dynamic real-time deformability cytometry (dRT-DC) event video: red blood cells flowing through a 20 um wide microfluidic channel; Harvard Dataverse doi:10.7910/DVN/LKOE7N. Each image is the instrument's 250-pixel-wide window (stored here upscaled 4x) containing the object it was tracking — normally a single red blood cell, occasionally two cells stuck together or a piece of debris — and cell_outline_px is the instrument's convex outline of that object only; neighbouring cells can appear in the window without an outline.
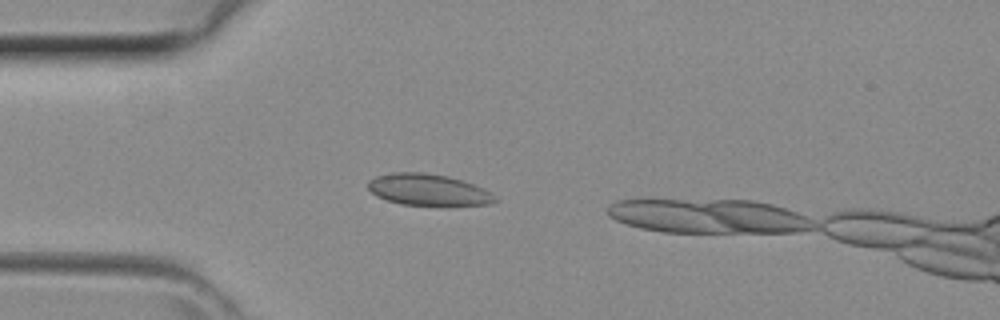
{"species": "common noctule bat (a hibernating species)", "species_latin": "Nyctalus noctula", "temperature_condition": "room temperature", "stored_images_in_passage": 7, "camera_frame_rate_fps": 3000, "um_per_image_px": 0.085, "animal": {"sex": "female", "body_mass_g": 29.2, "forearm_length_mm": 56.3}, "frame": {"image": 1, "passage_image": 5, "time_ms": 1.333, "image_size_px": [1000, 320], "cell_outline_px": [[500, 200], [492, 204], [448, 208], [400, 204], [376, 196], [368, 188], [368, 180], [376, 176], [388, 172], [424, 172], [448, 176], [472, 184], [488, 192]], "centroid_in_image_um": [36.42, 16.18], "position_along_channel_um": 48.6, "area_um2": 24.16}}